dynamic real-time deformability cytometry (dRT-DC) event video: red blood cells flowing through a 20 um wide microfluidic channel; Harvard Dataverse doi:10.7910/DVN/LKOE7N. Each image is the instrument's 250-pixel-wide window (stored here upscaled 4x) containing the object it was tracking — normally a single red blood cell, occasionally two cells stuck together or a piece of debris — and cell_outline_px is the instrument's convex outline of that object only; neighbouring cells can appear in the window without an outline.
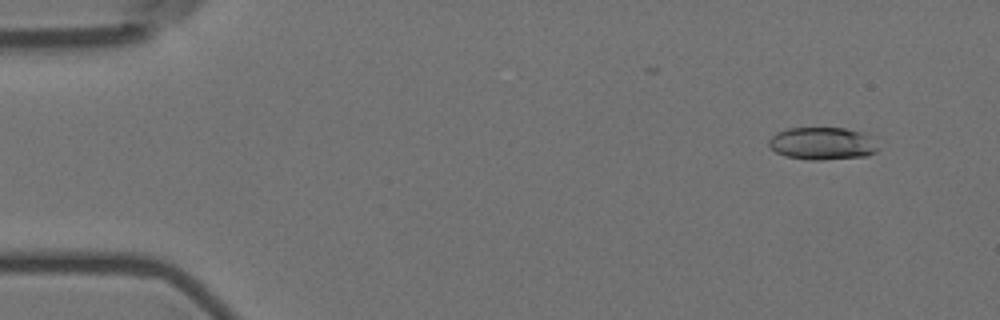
{"species": "Egyptian fruit bat (a non-hibernating species)", "species_latin": "Rousettus aegyptiacus", "temperature_condition": "room temperature", "stored_images_in_passage": 53, "camera_frame_rate_fps": 3000, "um_per_image_px": 0.085, "animal": {"sex": "female"}, "frame": {"image": 1, "passage_image": 5, "time_ms": 1.333, "image_size_px": [1000, 320], "cell_outline_px": [[880, 148], [876, 152], [868, 156], [820, 160], [808, 160], [784, 156], [776, 152], [768, 144], [768, 140], [776, 132], [788, 128], [844, 128], [868, 132], [876, 136]], "centroid_in_image_um": [70.01, 12.19], "position_along_channel_um": 15.0, "area_um2": 21.44}}
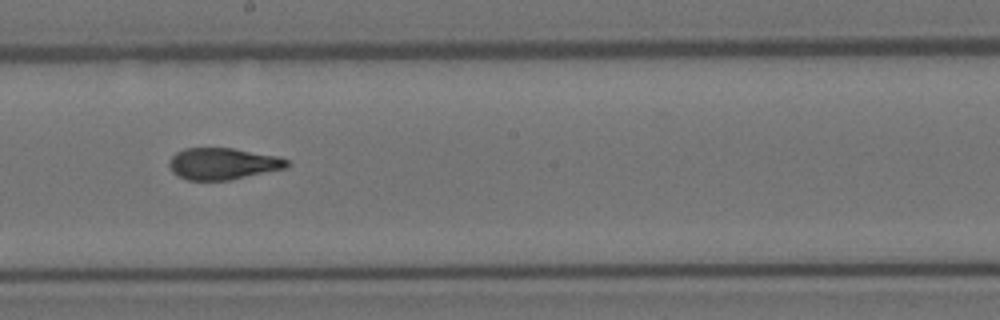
{"frame": {"image": 2, "passage_image": 32, "time_ms": 10.333, "image_size_px": [1000, 320], "cell_outline_px": [[288, 168], [228, 180], [188, 180], [172, 172], [168, 164], [168, 160], [176, 152], [184, 148], [232, 148], [276, 156], [288, 160]], "centroid_in_image_um": [18.92, 13.91], "position_along_channel_um": 229.3, "area_um2": 21.62}}
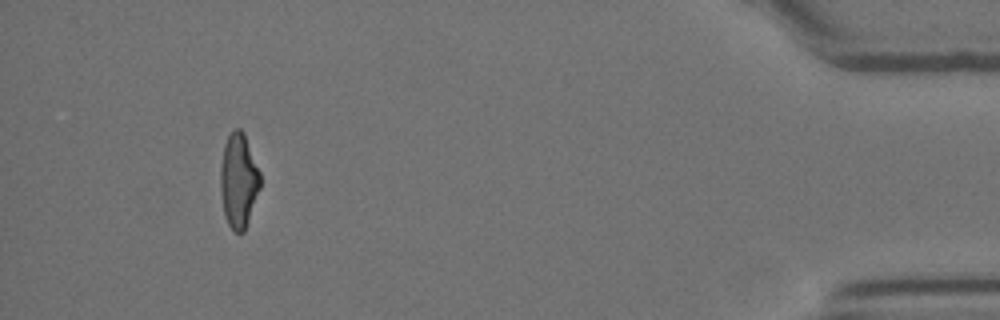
{"frame": {"image": 3, "passage_image": 53, "time_ms": 17.333, "image_size_px": [1000, 320], "cell_outline_px": [[260, 188], [244, 232], [232, 232], [224, 216], [220, 188], [220, 164], [224, 144], [228, 136], [236, 128], [240, 128], [244, 132], [260, 172]], "centroid_in_image_um": [20.27, 15.36], "position_along_channel_um": 414.9, "area_um2": 22.02}, "authors_computed_cell_mechanics": {"area_um2": 22.0796, "velocity_mm_per_s": 3.5837, "shape_relaxation_time_tau1_ms": 4.6848, "shape_relaxation_time_tau2_ms": 1.3939, "deformation_change_tau1": 0.2012, "deformation_change_tau2": 0.094}}